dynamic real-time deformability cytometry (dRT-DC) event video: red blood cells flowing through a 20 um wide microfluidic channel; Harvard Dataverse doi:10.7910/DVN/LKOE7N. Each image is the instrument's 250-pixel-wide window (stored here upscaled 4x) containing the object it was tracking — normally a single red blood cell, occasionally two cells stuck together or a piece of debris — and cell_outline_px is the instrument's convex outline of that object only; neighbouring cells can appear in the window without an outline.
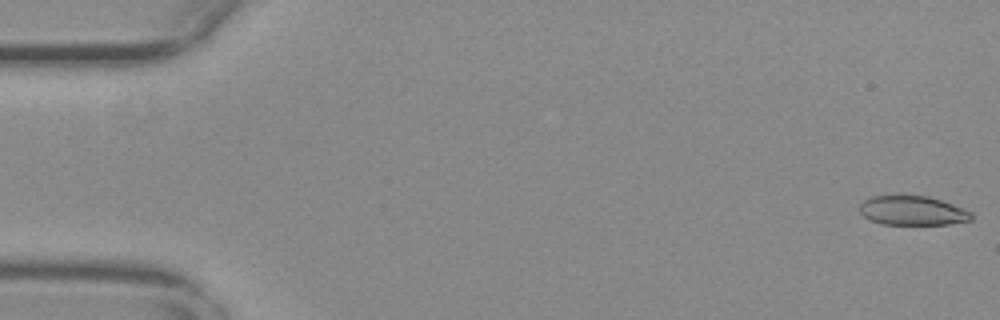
{"species": "common noctule bat (a hibernating species)", "species_latin": "Nyctalus noctula", "temperature_condition": "warm", "stored_images_in_passage": 55, "camera_frame_rate_fps": 3000, "um_per_image_px": 0.085, "animal": {"sex": "female", "body_mass_g": 29.2, "forearm_length_mm": 56.3}, "frame": {"image": 1, "passage_image": 1, "time_ms": 0.0, "image_size_px": [1000, 320], "cell_outline_px": [[972, 220], [948, 224], [880, 224], [864, 216], [860, 212], [860, 204], [868, 196], [892, 192], [900, 192], [928, 196], [952, 204], [972, 212]], "centroid_in_image_um": [77.49, 17.84], "position_along_channel_um": 7.5, "area_um2": 19.88}}
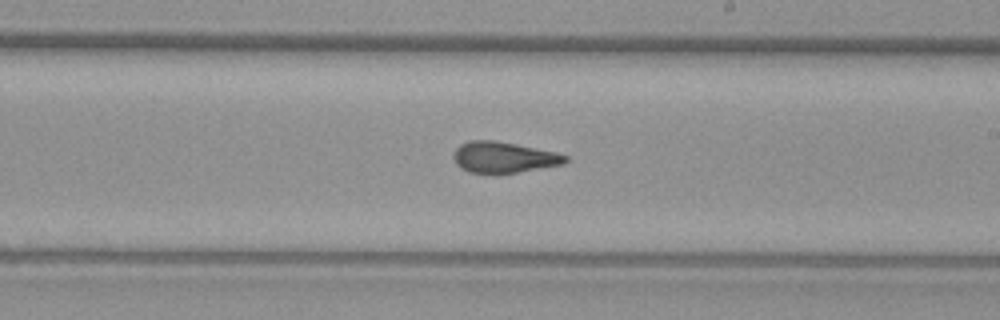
{"frame": {"image": 2, "passage_image": 32, "time_ms": 10.333, "image_size_px": [1000, 320], "cell_outline_px": [[568, 160], [564, 164], [496, 176], [468, 172], [460, 168], [456, 164], [452, 156], [456, 148], [460, 144], [468, 140], [496, 140], [556, 152], [568, 156]], "centroid_in_image_um": [42.77, 13.4], "position_along_channel_um": 246.2, "area_um2": 20.87}}
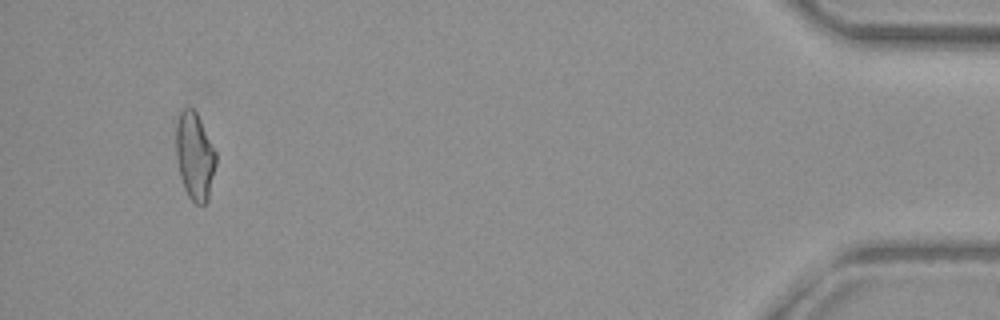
{"frame": {"image": 3, "passage_image": 52, "time_ms": 17.0, "image_size_px": [1000, 320], "cell_outline_px": [[216, 164], [208, 200], [204, 204], [196, 204], [188, 196], [184, 188], [180, 176], [176, 156], [176, 124], [180, 112], [184, 108], [192, 108], [196, 112], [216, 152]], "centroid_in_image_um": [16.55, 13.29], "position_along_channel_um": 418.7, "area_um2": 20.23}, "authors_computed_cell_mechanics": {"area_um2": 20.6346, "velocity_mm_per_s": 3.7727, "shape_relaxation_time_tau1_ms": null, "shape_relaxation_time_tau2_ms": 1.8991, "deformation_change_tau1": null, "deformation_change_tau2": 0.0899}}